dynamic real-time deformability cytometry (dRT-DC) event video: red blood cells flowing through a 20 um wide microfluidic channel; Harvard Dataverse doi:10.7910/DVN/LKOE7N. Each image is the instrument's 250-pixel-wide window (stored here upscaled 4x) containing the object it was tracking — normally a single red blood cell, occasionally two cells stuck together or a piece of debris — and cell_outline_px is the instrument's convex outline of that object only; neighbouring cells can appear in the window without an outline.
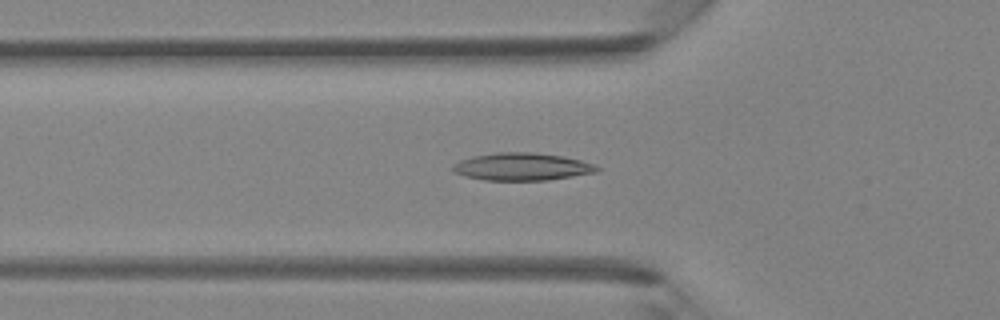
{"species": "Egyptian fruit bat (a non-hibernating species)", "species_latin": "Rousettus aegyptiacus", "temperature_condition": "room temperature", "stored_images_in_passage": 42, "camera_frame_rate_fps": 3000, "um_per_image_px": 0.085, "animal": {"sex": "female"}, "frame": {"image": 1, "passage_image": 14, "time_ms": 4.333, "image_size_px": [1000, 320], "cell_outline_px": [[600, 172], [548, 180], [484, 180], [452, 172], [452, 164], [460, 160], [472, 156], [496, 152], [532, 152], [564, 156], [580, 160], [592, 164], [600, 168]], "centroid_in_image_um": [44.37, 14.16], "position_along_channel_um": 81.4, "area_um2": 23.24}}
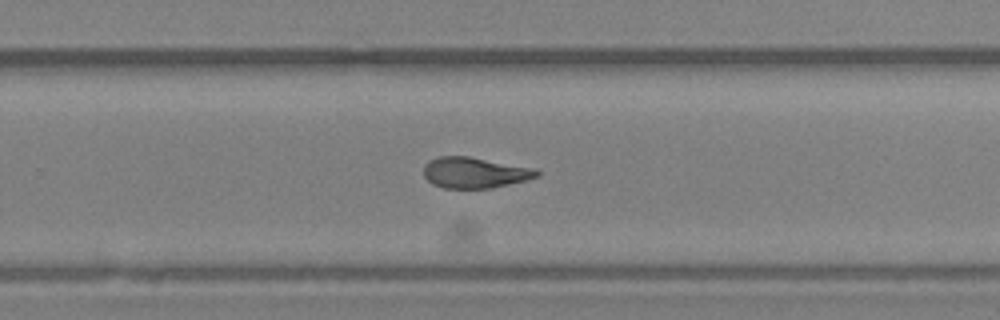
{"frame": {"image": 2, "passage_image": 27, "time_ms": 8.667, "image_size_px": [1000, 320], "cell_outline_px": [[540, 176], [492, 188], [444, 188], [432, 184], [424, 176], [424, 164], [428, 160], [440, 156], [468, 156], [536, 168], [540, 172]], "centroid_in_image_um": [40.34, 14.67], "position_along_channel_um": 289.5, "area_um2": 20.4}}
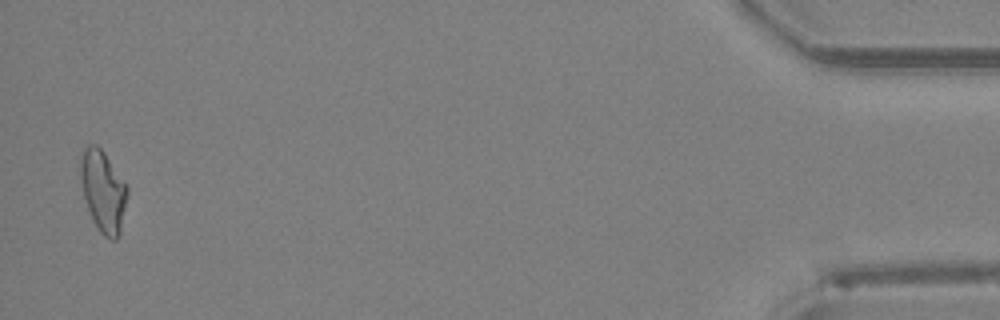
{"frame": {"image": 3, "passage_image": 41, "time_ms": 13.333, "image_size_px": [1000, 320], "cell_outline_px": [[128, 192], [120, 236], [116, 240], [112, 240], [104, 236], [100, 232], [88, 208], [84, 196], [80, 176], [80, 156], [84, 148], [88, 144], [96, 144], [104, 152], [128, 188]], "centroid_in_image_um": [8.77, 16.24], "position_along_channel_um": 426.4, "area_um2": 22.02}}